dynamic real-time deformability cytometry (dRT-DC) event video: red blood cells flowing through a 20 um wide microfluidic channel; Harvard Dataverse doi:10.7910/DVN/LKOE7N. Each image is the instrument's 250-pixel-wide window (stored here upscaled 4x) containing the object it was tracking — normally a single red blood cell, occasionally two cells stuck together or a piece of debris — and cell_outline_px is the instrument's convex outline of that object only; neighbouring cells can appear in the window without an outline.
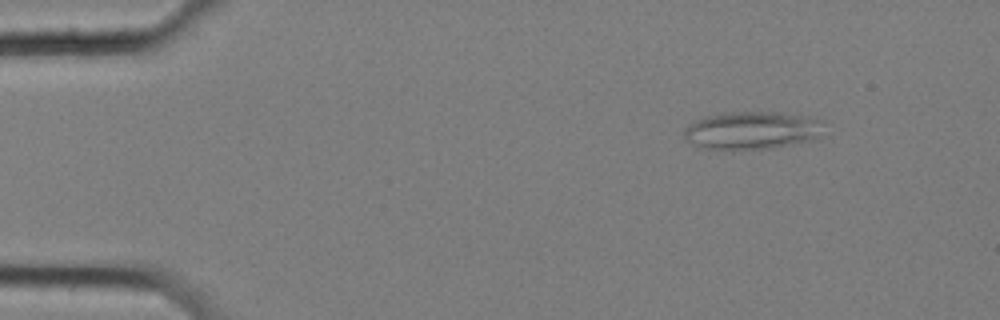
{"species": "common noctule bat (a hibernating species)", "species_latin": "Nyctalus noctula", "temperature_condition": "cold", "stored_images_in_passage": 12, "camera_frame_rate_fps": 3000, "um_per_image_px": 0.085, "animal": {"sex": "female", "body_mass_g": 25.1}, "frame": {"image": 1, "passage_image": 4, "time_ms": 1.0, "image_size_px": [1000, 320], "cell_outline_px": [[820, 120], [816, 136], [808, 140], [772, 148], [732, 152], [704, 148], [684, 140], [684, 128], [688, 124], [696, 120], [708, 116], [728, 112], [772, 112], [808, 116]], "centroid_in_image_um": [63.77, 11.11], "position_along_channel_um": 21.2, "area_um2": 30.75}}